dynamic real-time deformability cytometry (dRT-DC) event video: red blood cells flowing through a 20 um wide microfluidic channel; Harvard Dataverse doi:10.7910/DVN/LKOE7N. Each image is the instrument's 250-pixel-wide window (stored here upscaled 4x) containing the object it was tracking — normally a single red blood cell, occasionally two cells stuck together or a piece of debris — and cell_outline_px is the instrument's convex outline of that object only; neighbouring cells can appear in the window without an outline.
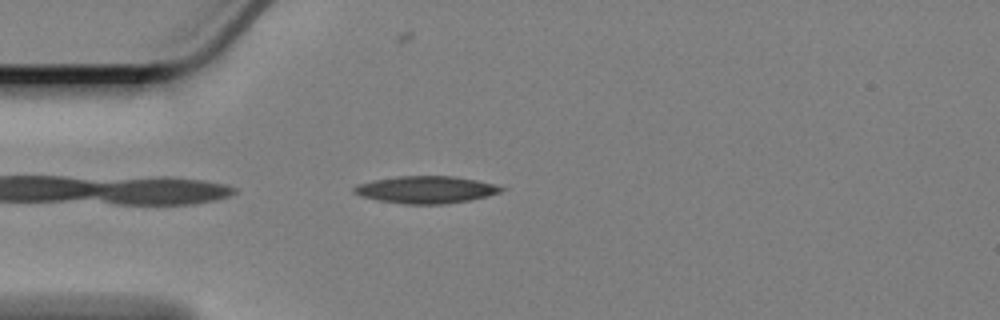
{"species": "Egyptian fruit bat (a non-hibernating species)", "species_latin": "Rousettus aegyptiacus", "temperature_condition": "cold", "stored_images_in_passage": 38, "camera_frame_rate_fps": 3000, "um_per_image_px": 0.085, "animal": {"sex": "female"}, "frame": {"image": 1, "passage_image": 1, "time_ms": 0.0, "image_size_px": [1000, 320], "cell_outline_px": [[504, 188], [500, 192], [488, 196], [448, 204], [404, 204], [380, 200], [360, 196], [352, 192], [352, 188], [356, 184], [376, 180], [400, 176], [452, 176], [476, 180], [492, 184]], "centroid_in_image_um": [36.17, 16.13], "position_along_channel_um": 48.8, "area_um2": 23.12}}
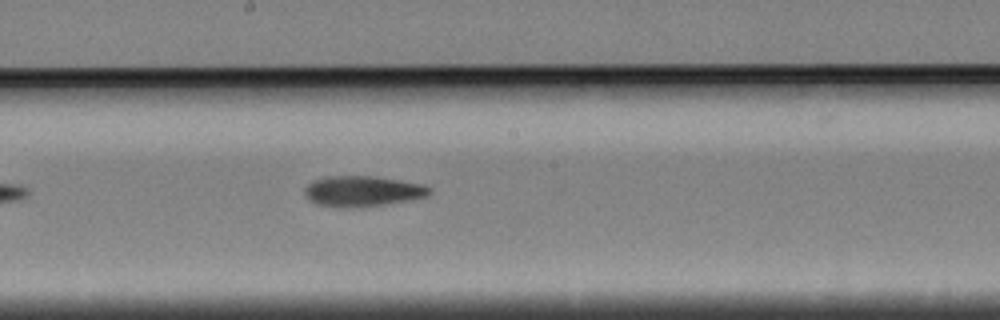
{"frame": {"image": 2, "passage_image": 17, "time_ms": 5.333, "image_size_px": [1000, 320], "cell_outline_px": [[432, 192], [424, 196], [384, 204], [352, 208], [344, 208], [316, 204], [304, 192], [304, 188], [312, 180], [328, 176], [372, 176], [400, 180], [424, 184], [432, 188]], "centroid_in_image_um": [30.8, 16.24], "position_along_channel_um": 217.4, "area_um2": 22.02}}
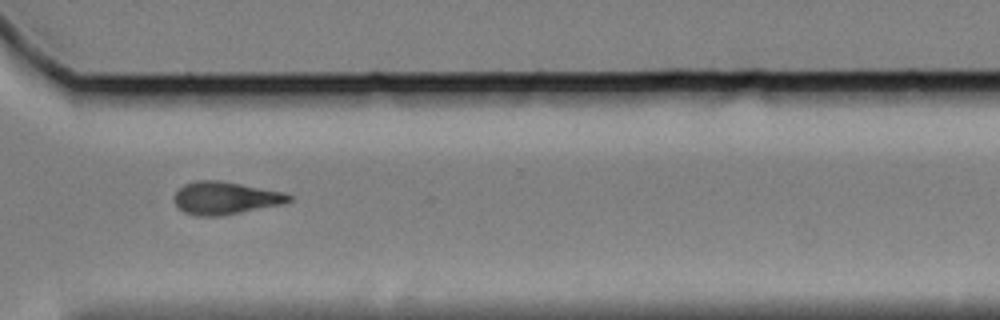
{"frame": {"image": 3, "passage_image": 29, "time_ms": 9.333, "image_size_px": [1000, 320], "cell_outline_px": [[292, 200], [284, 204], [220, 216], [196, 216], [184, 212], [172, 200], [172, 196], [184, 184], [196, 180], [220, 180], [284, 192], [292, 196]], "centroid_in_image_um": [19.14, 16.83], "position_along_channel_um": 351.5, "area_um2": 21.96}}